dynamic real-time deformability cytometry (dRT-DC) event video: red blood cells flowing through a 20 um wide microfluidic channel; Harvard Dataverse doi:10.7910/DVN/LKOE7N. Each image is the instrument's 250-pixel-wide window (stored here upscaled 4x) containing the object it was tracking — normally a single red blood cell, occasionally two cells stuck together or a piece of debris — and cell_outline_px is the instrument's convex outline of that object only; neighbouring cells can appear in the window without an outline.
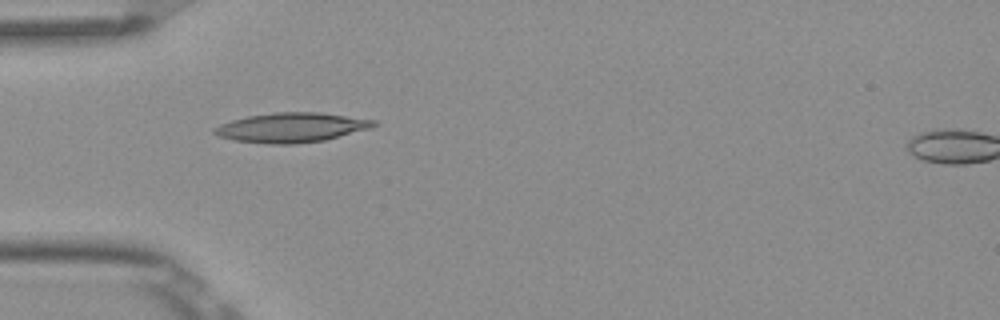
{"species": "Egyptian fruit bat (a non-hibernating species)", "species_latin": "Rousettus aegyptiacus", "temperature_condition": "room temperature", "stored_images_in_passage": 4, "camera_frame_rate_fps": 3000, "um_per_image_px": 0.085, "frame": {"image": 1, "passage_image": 3, "time_ms": 0.667, "image_size_px": [1000, 320], "cell_outline_px": [[380, 124], [372, 128], [324, 140], [296, 144], [268, 144], [232, 140], [220, 136], [212, 132], [212, 128], [220, 124], [232, 120], [248, 116], [276, 112], [320, 112], [376, 120]], "centroid_in_image_um": [24.79, 10.84], "position_along_channel_um": 60.2, "area_um2": 27.63}}
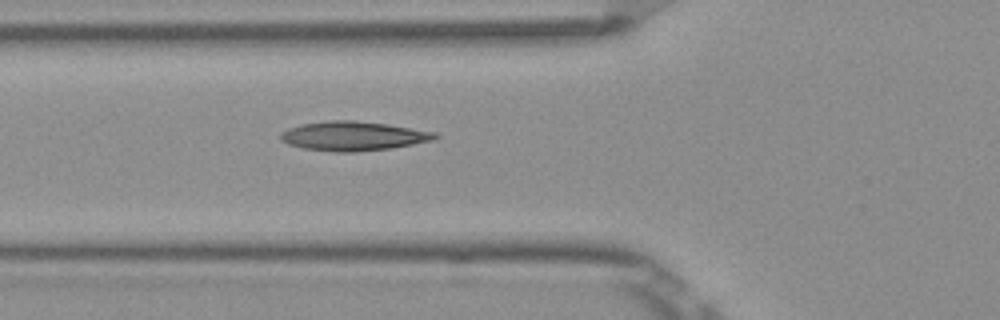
{"frame": {"image": 2, "passage_image": 4, "time_ms": 1.0, "image_size_px": [1000, 320], "cell_outline_px": [[440, 136], [432, 140], [392, 148], [356, 152], [332, 152], [304, 148], [288, 144], [280, 140], [280, 132], [288, 128], [300, 124], [328, 120], [356, 120], [388, 124], [436, 132]], "centroid_in_image_um": [30.0, 11.56], "position_along_channel_um": 95.8, "area_um2": 26.53}}